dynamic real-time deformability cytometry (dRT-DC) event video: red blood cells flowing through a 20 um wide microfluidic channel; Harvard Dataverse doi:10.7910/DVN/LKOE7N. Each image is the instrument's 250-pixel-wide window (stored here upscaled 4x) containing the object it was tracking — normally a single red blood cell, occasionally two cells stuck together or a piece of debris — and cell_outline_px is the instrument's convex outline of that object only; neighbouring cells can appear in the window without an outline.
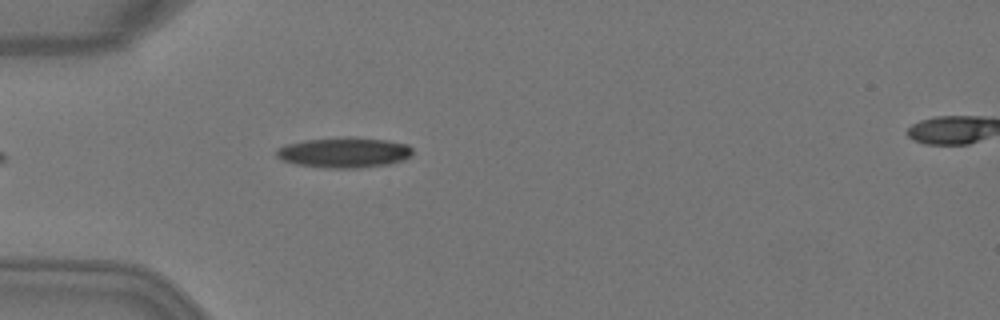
{"species": "Egyptian fruit bat (a non-hibernating species)", "species_latin": "Rousettus aegyptiacus", "temperature_condition": "warm", "stored_images_in_passage": 4, "camera_frame_rate_fps": 3000, "um_per_image_px": 0.085, "animal": {"sex": "female"}, "frame": {"image": 1, "passage_image": 3, "time_ms": 0.667, "image_size_px": [1000, 320], "cell_outline_px": [[412, 152], [404, 160], [388, 164], [360, 168], [324, 168], [296, 164], [284, 160], [276, 156], [276, 148], [288, 144], [304, 140], [348, 136], [388, 140], [408, 144], [412, 148]], "centroid_in_image_um": [29.26, 12.95], "position_along_channel_um": 55.7, "area_um2": 24.22}}